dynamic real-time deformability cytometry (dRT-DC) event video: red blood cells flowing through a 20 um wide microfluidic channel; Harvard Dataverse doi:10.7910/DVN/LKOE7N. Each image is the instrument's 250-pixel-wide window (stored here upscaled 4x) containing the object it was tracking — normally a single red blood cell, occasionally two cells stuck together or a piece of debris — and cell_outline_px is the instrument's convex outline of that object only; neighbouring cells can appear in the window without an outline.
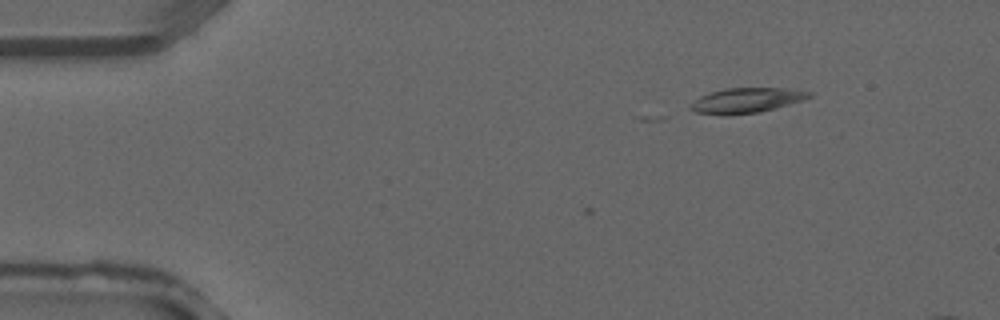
{"species": "common noctule bat (a hibernating species)", "species_latin": "Nyctalus noctula", "temperature_condition": "warm", "stored_images_in_passage": 5, "camera_frame_rate_fps": 3000, "um_per_image_px": 0.085, "animal": {"sex": "male", "forearm_length_mm": 52.5}, "frame": {"image": 1, "passage_image": 3, "time_ms": 0.667, "image_size_px": [1000, 320], "cell_outline_px": [[812, 96], [804, 100], [776, 108], [760, 112], [728, 116], [724, 116], [696, 112], [688, 108], [700, 96], [724, 88], [784, 88], [812, 92]], "centroid_in_image_um": [63.46, 8.55], "position_along_channel_um": 21.5, "area_um2": 17.4}}